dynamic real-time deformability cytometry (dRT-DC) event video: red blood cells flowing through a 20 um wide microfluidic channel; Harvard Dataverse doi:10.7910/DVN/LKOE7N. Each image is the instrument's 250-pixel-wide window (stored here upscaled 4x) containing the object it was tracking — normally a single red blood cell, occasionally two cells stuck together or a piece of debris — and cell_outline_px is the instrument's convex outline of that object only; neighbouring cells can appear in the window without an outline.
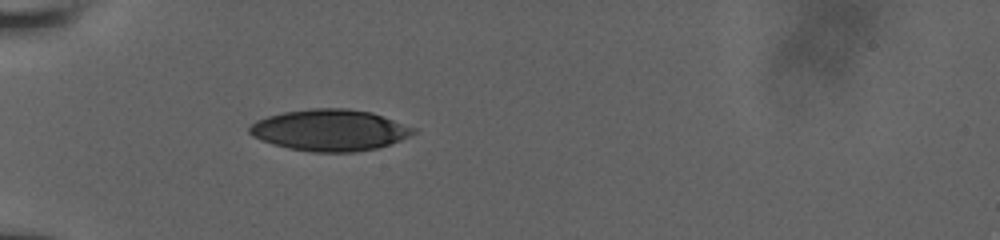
{"species": "human", "species_latin": "Homo sapiens", "temperature_condition": "room temperature", "stored_images_in_passage": 33, "camera_frame_rate_fps": 3000, "um_per_image_px": 0.085, "donor": {"sex": "male"}, "frame": {"image": 1, "passage_image": 1, "time_ms": 0.0, "image_size_px": [1000, 240], "cell_outline_px": [[416, 132], [400, 140], [376, 148], [356, 152], [312, 152], [288, 148], [260, 140], [252, 136], [248, 132], [248, 128], [256, 120], [268, 116], [284, 112], [312, 108], [348, 108], [372, 112], [416, 128]], "centroid_in_image_um": [28.02, 11.06], "position_along_channel_um": 57.0, "area_um2": 39.54}}
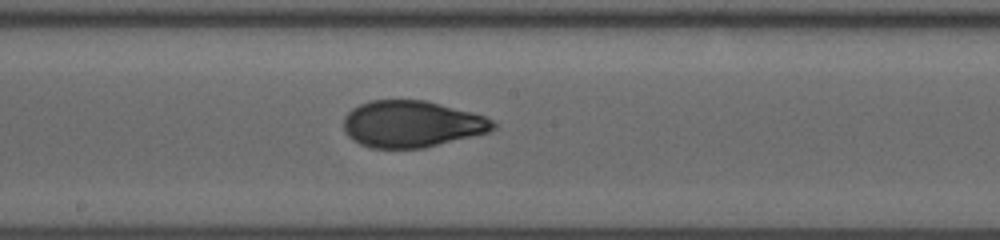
{"frame": {"image": 2, "passage_image": 14, "time_ms": 4.333, "image_size_px": [1000, 240], "cell_outline_px": [[496, 128], [488, 132], [424, 148], [372, 148], [360, 144], [352, 140], [348, 136], [344, 128], [344, 116], [352, 108], [360, 104], [372, 100], [424, 100], [472, 112], [484, 116], [492, 120], [496, 124]], "centroid_in_image_um": [34.98, 10.54], "position_along_channel_um": 213.2, "area_um2": 40.52}}
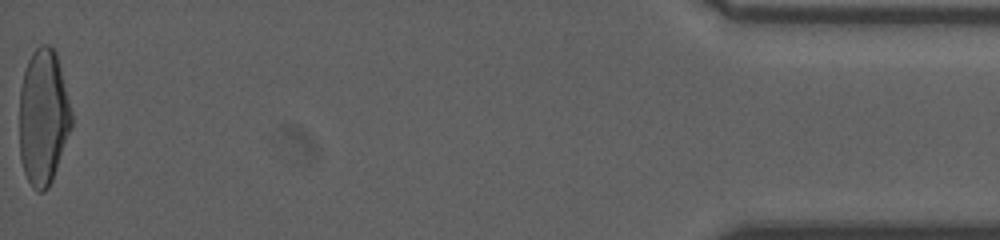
{"frame": {"image": 3, "passage_image": 33, "time_ms": 12.0, "image_size_px": [1000, 240], "cell_outline_px": [[72, 128], [52, 180], [48, 188], [44, 192], [36, 192], [32, 188], [24, 172], [20, 160], [20, 88], [24, 72], [28, 60], [32, 52], [40, 44], [48, 44], [56, 52], [72, 112]], "centroid_in_image_um": [3.68, 9.98], "position_along_channel_um": 431.5, "area_um2": 41.44}}